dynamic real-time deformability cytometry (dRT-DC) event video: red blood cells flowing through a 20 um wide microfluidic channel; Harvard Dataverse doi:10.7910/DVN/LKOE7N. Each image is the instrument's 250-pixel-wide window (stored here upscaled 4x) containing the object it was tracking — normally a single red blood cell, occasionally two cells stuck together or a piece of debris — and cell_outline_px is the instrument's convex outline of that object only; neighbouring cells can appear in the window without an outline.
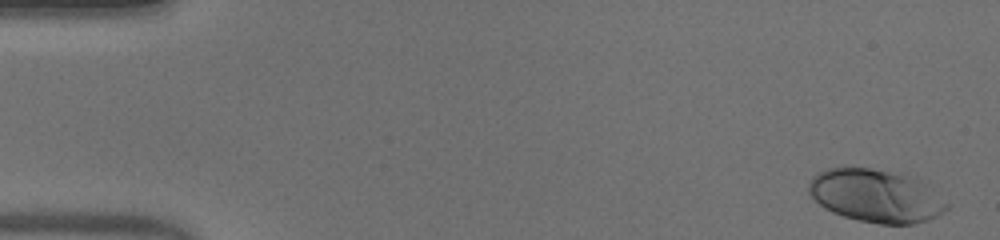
{"species": "human", "species_latin": "Homo sapiens", "temperature_condition": "warm", "stored_images_in_passage": 51, "camera_frame_rate_fps": 3000, "um_per_image_px": 0.085, "donor": {"sex": "male"}, "frame": {"image": 1, "passage_image": 1, "time_ms": 0.0, "image_size_px": [1000, 240], "cell_outline_px": [[948, 208], [944, 212], [928, 220], [916, 224], [880, 224], [860, 220], [844, 216], [832, 212], [824, 208], [808, 192], [808, 184], [812, 176], [816, 172], [828, 168], [872, 168], [900, 172], [924, 184], [948, 204]], "centroid_in_image_um": [74.41, 16.64], "position_along_channel_um": 10.6, "area_um2": 42.37}}
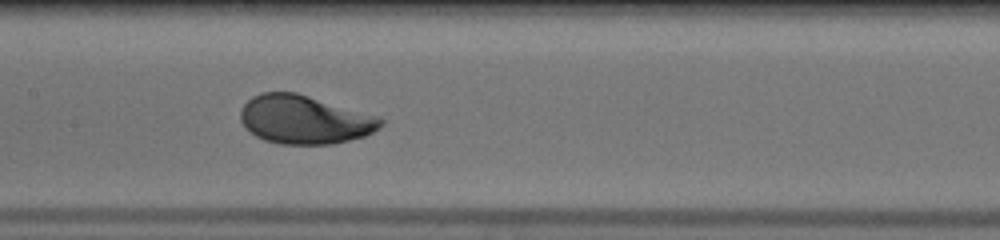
{"frame": {"image": 2, "passage_image": 25, "time_ms": 8.0, "image_size_px": [1000, 240], "cell_outline_px": [[384, 124], [380, 128], [364, 136], [332, 144], [280, 144], [264, 140], [256, 136], [244, 128], [240, 120], [240, 108], [252, 96], [260, 92], [296, 92], [380, 116], [384, 120]], "centroid_in_image_um": [25.87, 10.16], "position_along_channel_um": 181.5, "area_um2": 40.06}}
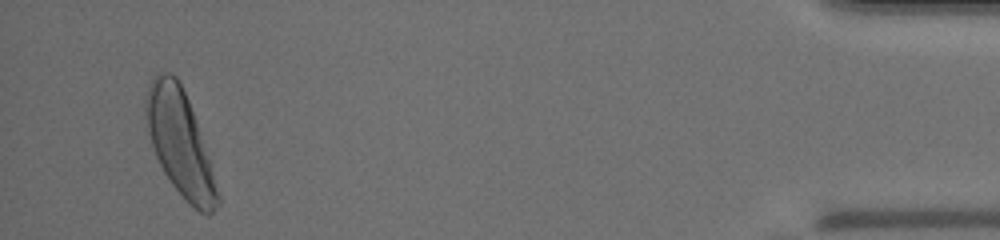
{"frame": {"image": 3, "passage_image": 49, "time_ms": 16.0, "image_size_px": [1000, 240], "cell_outline_px": [[220, 204], [208, 216], [200, 212], [172, 184], [164, 172], [156, 156], [148, 132], [144, 116], [144, 96], [148, 84], [152, 76], [156, 72], [168, 72], [176, 76], [188, 100], [196, 120], [220, 196]], "centroid_in_image_um": [15.25, 12.08], "position_along_channel_um": 419.9, "area_um2": 43.35}, "authors_computed_cell_mechanics": {"area_um2": 39.8242, "velocity_mm_per_s": 3.9176, "shape_relaxation_time_tau1_ms": 2.6741, "shape_relaxation_time_tau2_ms": null, "deformation_change_tau1": 0.1736, "deformation_change_tau2": null}}